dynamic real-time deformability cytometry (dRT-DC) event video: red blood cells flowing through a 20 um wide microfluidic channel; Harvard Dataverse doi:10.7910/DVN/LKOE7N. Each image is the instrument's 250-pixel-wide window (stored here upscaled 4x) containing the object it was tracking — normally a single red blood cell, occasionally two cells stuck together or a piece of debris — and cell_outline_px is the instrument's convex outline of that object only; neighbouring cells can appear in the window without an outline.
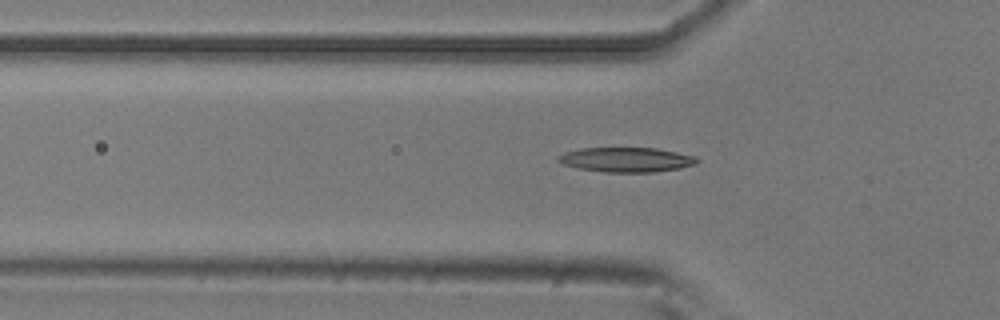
{"species": "common noctule bat (a hibernating species)", "species_latin": "Nyctalus noctula", "temperature_condition": "room temperature", "stored_images_in_passage": 46, "camera_frame_rate_fps": 3000, "um_per_image_px": 0.085, "animal": {"sex": "male", "body_mass_g": 20.5, "forearm_length_mm": 52.5}, "frame": {"image": 1, "passage_image": 14, "time_ms": 4.333, "image_size_px": [1000, 320], "cell_outline_px": [[700, 160], [696, 164], [680, 168], [656, 172], [604, 172], [580, 168], [564, 164], [556, 160], [556, 156], [564, 152], [580, 148], [656, 148], [696, 156]], "centroid_in_image_um": [53.25, 13.57], "position_along_channel_um": 72.6, "area_um2": 20.0}}
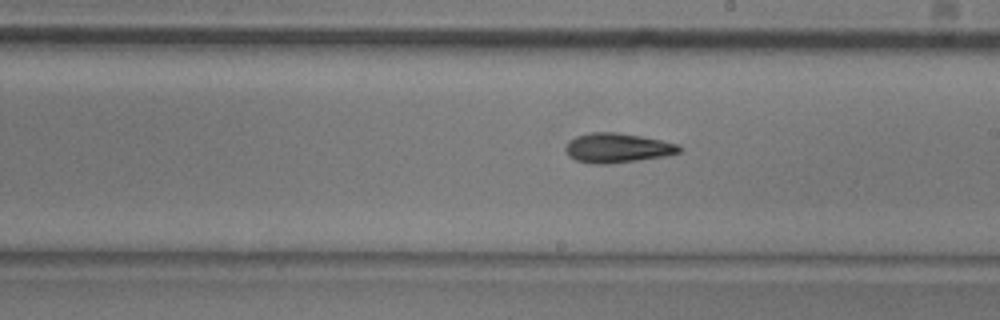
{"frame": {"image": 2, "passage_image": 27, "time_ms": 8.667, "image_size_px": [1000, 320], "cell_outline_px": [[680, 152], [668, 156], [608, 164], [592, 164], [576, 160], [568, 156], [564, 148], [568, 140], [576, 136], [588, 132], [616, 132], [640, 136], [660, 140], [676, 144], [680, 148]], "centroid_in_image_um": [52.42, 12.58], "position_along_channel_um": 236.6, "area_um2": 19.65}}
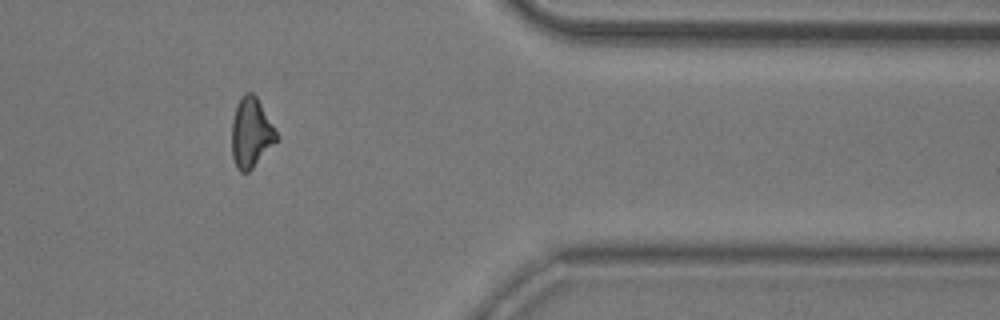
{"frame": {"image": 3, "passage_image": 41, "time_ms": 13.333, "image_size_px": [1000, 320], "cell_outline_px": [[280, 140], [248, 172], [240, 172], [236, 168], [232, 156], [232, 120], [236, 104], [240, 96], [244, 92], [252, 92], [256, 96], [280, 136]], "centroid_in_image_um": [21.36, 11.28], "position_along_channel_um": 390.0, "area_um2": 18.61}}